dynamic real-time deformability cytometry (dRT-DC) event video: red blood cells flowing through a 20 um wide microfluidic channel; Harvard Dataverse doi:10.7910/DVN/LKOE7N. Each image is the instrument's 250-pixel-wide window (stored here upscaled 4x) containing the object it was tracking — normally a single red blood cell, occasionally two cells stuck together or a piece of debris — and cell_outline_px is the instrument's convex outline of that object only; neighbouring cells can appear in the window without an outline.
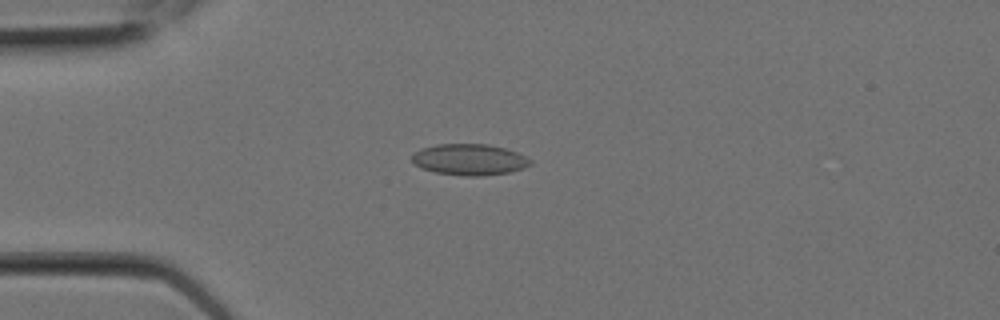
{"species": "Egyptian fruit bat (a non-hibernating species)", "species_latin": "Rousettus aegyptiacus", "temperature_condition": "room temperature", "stored_images_in_passage": 6, "camera_frame_rate_fps": 3000, "um_per_image_px": 0.085, "animal": {"sex": "female"}, "frame": {"image": 1, "passage_image": 4, "time_ms": 1.0, "image_size_px": [1000, 320], "cell_outline_px": [[532, 164], [524, 168], [508, 172], [480, 176], [468, 176], [436, 172], [424, 168], [416, 164], [412, 160], [412, 156], [420, 148], [436, 144], [488, 144], [504, 148], [516, 152], [532, 160]], "centroid_in_image_um": [39.92, 13.55], "position_along_channel_um": 45.1, "area_um2": 21.27}}
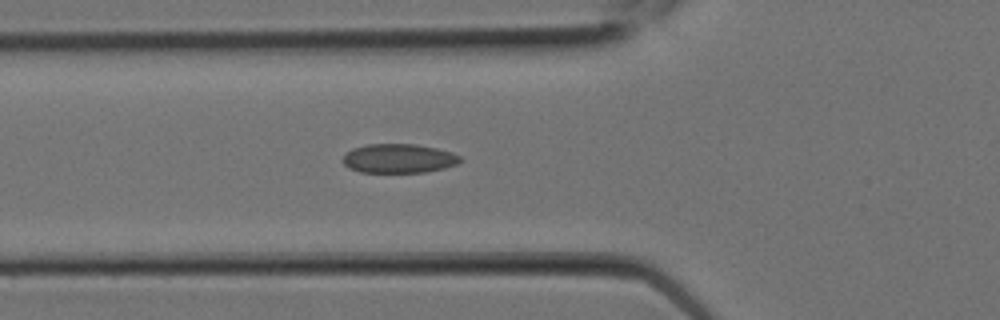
{"frame": {"image": 2, "passage_image": 6, "time_ms": 1.667, "image_size_px": [1000, 320], "cell_outline_px": [[464, 160], [456, 164], [444, 168], [424, 172], [360, 172], [348, 168], [340, 160], [352, 148], [368, 144], [416, 144], [436, 148], [452, 152], [460, 156]], "centroid_in_image_um": [33.89, 13.47], "position_along_channel_um": 91.9, "area_um2": 20.0}}